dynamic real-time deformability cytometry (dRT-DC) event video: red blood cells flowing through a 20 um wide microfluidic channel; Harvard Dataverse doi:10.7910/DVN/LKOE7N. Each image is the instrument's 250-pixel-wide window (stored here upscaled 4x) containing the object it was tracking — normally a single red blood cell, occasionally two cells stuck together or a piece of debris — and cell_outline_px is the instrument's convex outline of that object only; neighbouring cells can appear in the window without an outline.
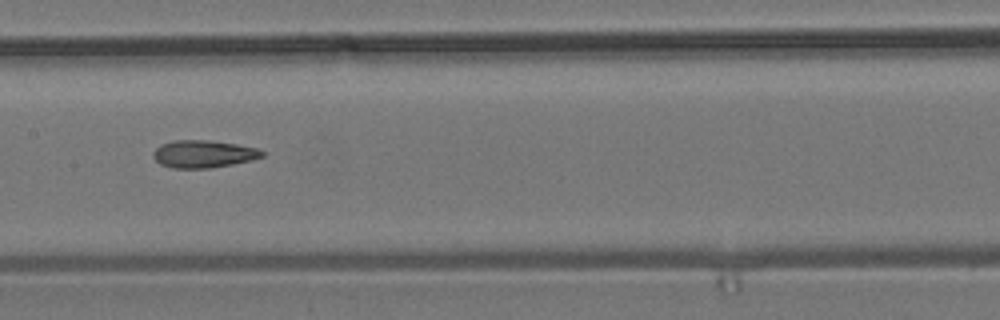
{"species": "common noctule bat (a hibernating species)", "species_latin": "Nyctalus noctula", "temperature_condition": "room temperature", "stored_images_in_passage": 39, "camera_frame_rate_fps": 3000, "um_per_image_px": 0.085, "animal": {"sex": "male", "body_mass_g": 19.2, "forearm_length_mm": 51.8}, "frame": {"image": 1, "passage_image": 12, "time_ms": 3.667, "image_size_px": [1000, 320], "cell_outline_px": [[264, 156], [232, 164], [208, 168], [172, 168], [160, 164], [152, 156], [152, 152], [160, 144], [172, 140], [208, 140], [236, 144], [256, 148], [264, 152]], "centroid_in_image_um": [17.23, 13.08], "position_along_channel_um": 190.2, "area_um2": 17.34}, "authors_computed_cell_mechanics": {"area_um2": 17.2244, "velocity_mm_per_s": 3.7304, "shape_relaxation_time_tau1_ms": null, "shape_relaxation_time_tau2_ms": 3.3009, "deformation_change_tau1": null, "deformation_change_tau2": 0.1243}}